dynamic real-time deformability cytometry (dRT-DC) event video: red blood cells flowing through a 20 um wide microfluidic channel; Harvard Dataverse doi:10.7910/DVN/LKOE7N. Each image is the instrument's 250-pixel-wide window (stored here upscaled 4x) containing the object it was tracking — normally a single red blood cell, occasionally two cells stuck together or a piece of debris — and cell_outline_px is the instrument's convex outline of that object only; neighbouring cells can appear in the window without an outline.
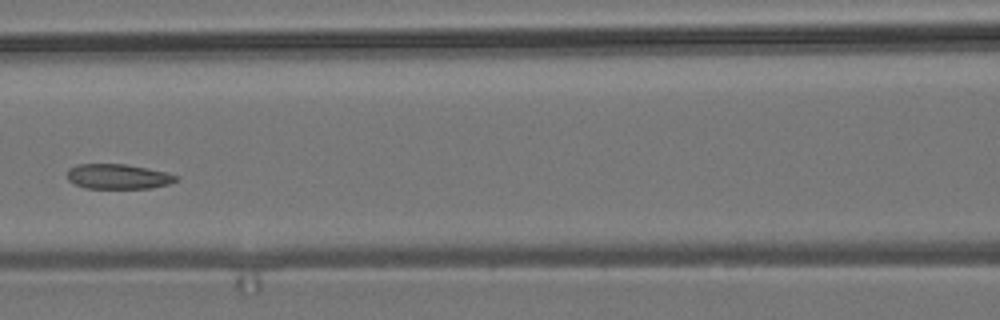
{"species": "common noctule bat (a hibernating species)", "species_latin": "Nyctalus noctula", "temperature_condition": "room temperature", "stored_images_in_passage": 7, "camera_frame_rate_fps": 3000, "um_per_image_px": 0.085, "animal": {"sex": "male", "body_mass_g": 19.2, "forearm_length_mm": 51.8}, "frame": {"image": 1, "passage_image": 6, "time_ms": 6.667, "image_size_px": [1000, 320], "cell_outline_px": [[180, 180], [168, 184], [152, 188], [84, 188], [68, 180], [68, 168], [76, 164], [128, 164], [168, 172], [180, 176]], "centroid_in_image_um": [10.09, 15.0], "position_along_channel_um": 156.5, "area_um2": 16.07}}
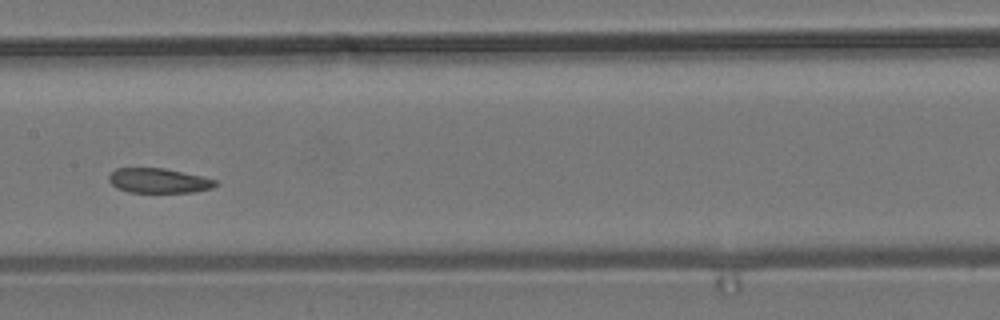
{"frame": {"image": 2, "passage_image": 7, "time_ms": 7.667, "image_size_px": [1000, 320], "cell_outline_px": [[220, 184], [212, 188], [196, 192], [128, 192], [116, 188], [108, 180], [108, 176], [116, 168], [164, 168], [200, 176], [216, 180]], "centroid_in_image_um": [13.49, 15.36], "position_along_channel_um": 193.9, "area_um2": 15.37}}